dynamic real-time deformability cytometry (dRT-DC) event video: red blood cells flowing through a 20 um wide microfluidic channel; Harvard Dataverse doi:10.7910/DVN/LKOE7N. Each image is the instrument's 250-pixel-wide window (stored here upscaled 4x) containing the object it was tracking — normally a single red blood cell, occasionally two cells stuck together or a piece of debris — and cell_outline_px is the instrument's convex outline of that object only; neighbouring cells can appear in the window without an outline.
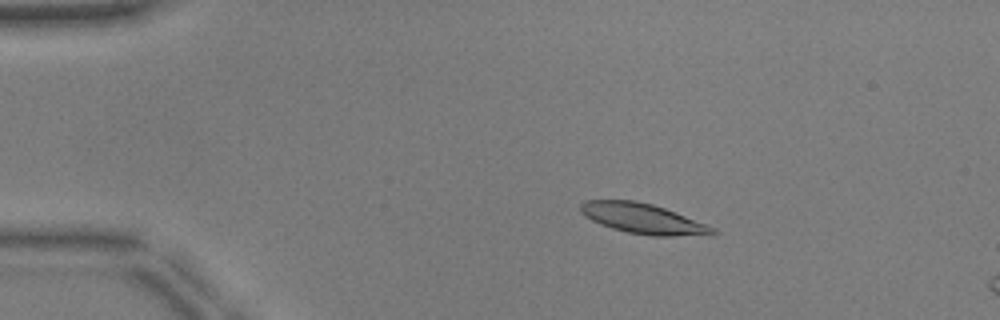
{"species": "common noctule bat (a hibernating species)", "species_latin": "Nyctalus noctula", "temperature_condition": "warm", "stored_images_in_passage": 16, "camera_frame_rate_fps": 3000, "um_per_image_px": 0.085, "animal": {"sex": "male", "body_mass_g": 17.9, "forearm_length_mm": 54.2}, "frame": {"image": 1, "passage_image": 10, "time_ms": 3.0, "image_size_px": [1000, 320], "cell_outline_px": [[720, 232], [712, 236], [652, 236], [628, 232], [612, 228], [600, 224], [584, 216], [580, 212], [580, 204], [584, 200], [636, 200], [652, 204], [676, 212], [716, 228]], "centroid_in_image_um": [54.71, 18.59], "position_along_channel_um": 30.3, "area_um2": 23.58}}